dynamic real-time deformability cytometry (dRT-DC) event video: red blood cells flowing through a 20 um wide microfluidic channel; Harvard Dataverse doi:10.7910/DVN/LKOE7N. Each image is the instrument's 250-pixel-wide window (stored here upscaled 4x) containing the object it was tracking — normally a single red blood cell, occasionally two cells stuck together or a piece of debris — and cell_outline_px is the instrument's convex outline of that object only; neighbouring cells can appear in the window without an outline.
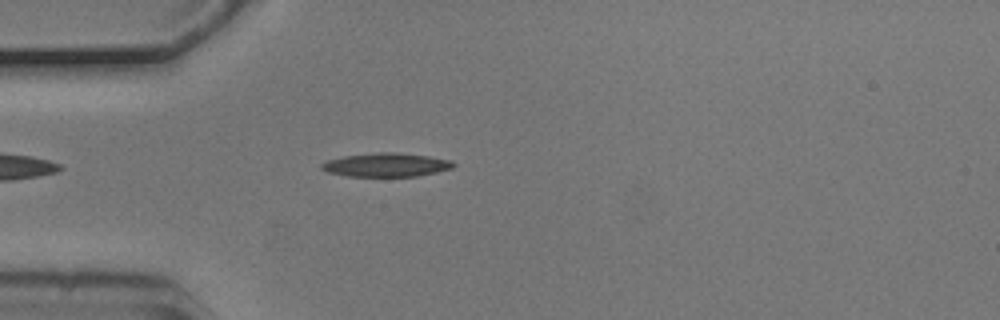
{"species": "common noctule bat (a hibernating species)", "species_latin": "Nyctalus noctula", "temperature_condition": "cold", "stored_images_in_passage": 1, "camera_frame_rate_fps": 3000, "um_per_image_px": 0.085, "animal": {"sex": "male", "body_mass_g": 20.5, "forearm_length_mm": 52.5}, "frame": {"image": 1, "passage_image": 1, "time_ms": 0.0, "image_size_px": [1000, 320], "cell_outline_px": [[456, 164], [452, 168], [436, 172], [416, 176], [348, 176], [328, 172], [320, 168], [320, 164], [324, 160], [344, 156], [376, 152], [396, 152], [428, 156], [452, 160]], "centroid_in_image_um": [32.8, 14.0], "position_along_channel_um": 52.2, "area_um2": 18.26}}